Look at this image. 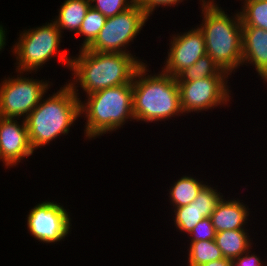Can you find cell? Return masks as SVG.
<instances>
[{
    "label": "cell",
    "instance_id": "cell-1",
    "mask_svg": "<svg viewBox=\"0 0 267 266\" xmlns=\"http://www.w3.org/2000/svg\"><path fill=\"white\" fill-rule=\"evenodd\" d=\"M78 54L71 59L70 71L74 78L68 82L77 97L80 96L78 87L89 95L102 89L131 84L135 73L144 64L133 54L94 52L87 48L80 49Z\"/></svg>",
    "mask_w": 267,
    "mask_h": 266
},
{
    "label": "cell",
    "instance_id": "cell-2",
    "mask_svg": "<svg viewBox=\"0 0 267 266\" xmlns=\"http://www.w3.org/2000/svg\"><path fill=\"white\" fill-rule=\"evenodd\" d=\"M203 15L198 26L204 34L205 49L218 67L229 75L242 66V22L239 11L230 15L215 0H200Z\"/></svg>",
    "mask_w": 267,
    "mask_h": 266
},
{
    "label": "cell",
    "instance_id": "cell-3",
    "mask_svg": "<svg viewBox=\"0 0 267 266\" xmlns=\"http://www.w3.org/2000/svg\"><path fill=\"white\" fill-rule=\"evenodd\" d=\"M147 67L144 63L132 82L135 120L152 123L183 114L177 79L162 70L158 74H149L151 71Z\"/></svg>",
    "mask_w": 267,
    "mask_h": 266
},
{
    "label": "cell",
    "instance_id": "cell-4",
    "mask_svg": "<svg viewBox=\"0 0 267 266\" xmlns=\"http://www.w3.org/2000/svg\"><path fill=\"white\" fill-rule=\"evenodd\" d=\"M80 117V97L66 82L56 93L44 99L26 117L28 138L33 151L67 135ZM63 134V135H62Z\"/></svg>",
    "mask_w": 267,
    "mask_h": 266
},
{
    "label": "cell",
    "instance_id": "cell-5",
    "mask_svg": "<svg viewBox=\"0 0 267 266\" xmlns=\"http://www.w3.org/2000/svg\"><path fill=\"white\" fill-rule=\"evenodd\" d=\"M86 97V100H80V116L86 118L84 134L88 140L116 131L129 120H135L132 83L102 89Z\"/></svg>",
    "mask_w": 267,
    "mask_h": 266
},
{
    "label": "cell",
    "instance_id": "cell-6",
    "mask_svg": "<svg viewBox=\"0 0 267 266\" xmlns=\"http://www.w3.org/2000/svg\"><path fill=\"white\" fill-rule=\"evenodd\" d=\"M61 38L62 32L52 20L40 27L21 31L11 51L17 59L16 72H29L30 74L37 72L41 66H45V63L55 56H58L59 61L70 70L72 56L67 54V50L60 51Z\"/></svg>",
    "mask_w": 267,
    "mask_h": 266
},
{
    "label": "cell",
    "instance_id": "cell-7",
    "mask_svg": "<svg viewBox=\"0 0 267 266\" xmlns=\"http://www.w3.org/2000/svg\"><path fill=\"white\" fill-rule=\"evenodd\" d=\"M17 73L16 78L5 77L0 83V117L25 120L52 83L23 76V72Z\"/></svg>",
    "mask_w": 267,
    "mask_h": 266
},
{
    "label": "cell",
    "instance_id": "cell-8",
    "mask_svg": "<svg viewBox=\"0 0 267 266\" xmlns=\"http://www.w3.org/2000/svg\"><path fill=\"white\" fill-rule=\"evenodd\" d=\"M149 17L135 3L128 10L108 17L94 42L87 48L94 52L126 53ZM128 46V47H127Z\"/></svg>",
    "mask_w": 267,
    "mask_h": 266
},
{
    "label": "cell",
    "instance_id": "cell-9",
    "mask_svg": "<svg viewBox=\"0 0 267 266\" xmlns=\"http://www.w3.org/2000/svg\"><path fill=\"white\" fill-rule=\"evenodd\" d=\"M227 79L229 78L207 77L194 81H177L183 114L193 111L199 113L228 104L232 91L229 89Z\"/></svg>",
    "mask_w": 267,
    "mask_h": 266
},
{
    "label": "cell",
    "instance_id": "cell-10",
    "mask_svg": "<svg viewBox=\"0 0 267 266\" xmlns=\"http://www.w3.org/2000/svg\"><path fill=\"white\" fill-rule=\"evenodd\" d=\"M70 212L60 203L42 201L29 210L27 215V229L39 242L57 243L65 239L71 232Z\"/></svg>",
    "mask_w": 267,
    "mask_h": 266
},
{
    "label": "cell",
    "instance_id": "cell-11",
    "mask_svg": "<svg viewBox=\"0 0 267 266\" xmlns=\"http://www.w3.org/2000/svg\"><path fill=\"white\" fill-rule=\"evenodd\" d=\"M169 52L164 61L162 71L177 77L182 71L195 64L206 54L205 38L199 27L190 29L183 34H174L169 43Z\"/></svg>",
    "mask_w": 267,
    "mask_h": 266
},
{
    "label": "cell",
    "instance_id": "cell-12",
    "mask_svg": "<svg viewBox=\"0 0 267 266\" xmlns=\"http://www.w3.org/2000/svg\"><path fill=\"white\" fill-rule=\"evenodd\" d=\"M17 120L20 119L0 117V156L7 169L34 153L25 120Z\"/></svg>",
    "mask_w": 267,
    "mask_h": 266
},
{
    "label": "cell",
    "instance_id": "cell-13",
    "mask_svg": "<svg viewBox=\"0 0 267 266\" xmlns=\"http://www.w3.org/2000/svg\"><path fill=\"white\" fill-rule=\"evenodd\" d=\"M215 187L204 185L195 200L185 206L174 208V225L182 233L190 234L193 228L204 218L211 217L217 204L224 197Z\"/></svg>",
    "mask_w": 267,
    "mask_h": 266
},
{
    "label": "cell",
    "instance_id": "cell-14",
    "mask_svg": "<svg viewBox=\"0 0 267 266\" xmlns=\"http://www.w3.org/2000/svg\"><path fill=\"white\" fill-rule=\"evenodd\" d=\"M242 66L251 64L267 83V30L242 26Z\"/></svg>",
    "mask_w": 267,
    "mask_h": 266
},
{
    "label": "cell",
    "instance_id": "cell-15",
    "mask_svg": "<svg viewBox=\"0 0 267 266\" xmlns=\"http://www.w3.org/2000/svg\"><path fill=\"white\" fill-rule=\"evenodd\" d=\"M249 214L248 206L239 199L225 200L224 196L211 214V220L216 233L224 230H247L245 225Z\"/></svg>",
    "mask_w": 267,
    "mask_h": 266
},
{
    "label": "cell",
    "instance_id": "cell-16",
    "mask_svg": "<svg viewBox=\"0 0 267 266\" xmlns=\"http://www.w3.org/2000/svg\"><path fill=\"white\" fill-rule=\"evenodd\" d=\"M89 8V0H65L60 5L58 16L52 21L61 32L67 29L71 32L73 31V34L76 35Z\"/></svg>",
    "mask_w": 267,
    "mask_h": 266
},
{
    "label": "cell",
    "instance_id": "cell-17",
    "mask_svg": "<svg viewBox=\"0 0 267 266\" xmlns=\"http://www.w3.org/2000/svg\"><path fill=\"white\" fill-rule=\"evenodd\" d=\"M248 230H224L216 233L215 241L224 258L235 260L252 249V238Z\"/></svg>",
    "mask_w": 267,
    "mask_h": 266
},
{
    "label": "cell",
    "instance_id": "cell-18",
    "mask_svg": "<svg viewBox=\"0 0 267 266\" xmlns=\"http://www.w3.org/2000/svg\"><path fill=\"white\" fill-rule=\"evenodd\" d=\"M205 184L192 176H182L170 187L169 200L172 208L182 207L192 203Z\"/></svg>",
    "mask_w": 267,
    "mask_h": 266
},
{
    "label": "cell",
    "instance_id": "cell-19",
    "mask_svg": "<svg viewBox=\"0 0 267 266\" xmlns=\"http://www.w3.org/2000/svg\"><path fill=\"white\" fill-rule=\"evenodd\" d=\"M230 75L221 70L213 59L205 54L199 60L182 71L177 77V81H194L207 77H229Z\"/></svg>",
    "mask_w": 267,
    "mask_h": 266
},
{
    "label": "cell",
    "instance_id": "cell-20",
    "mask_svg": "<svg viewBox=\"0 0 267 266\" xmlns=\"http://www.w3.org/2000/svg\"><path fill=\"white\" fill-rule=\"evenodd\" d=\"M187 251L188 266H199L224 258L215 240L190 242Z\"/></svg>",
    "mask_w": 267,
    "mask_h": 266
},
{
    "label": "cell",
    "instance_id": "cell-21",
    "mask_svg": "<svg viewBox=\"0 0 267 266\" xmlns=\"http://www.w3.org/2000/svg\"><path fill=\"white\" fill-rule=\"evenodd\" d=\"M242 3L239 11L242 26L267 30V0H243Z\"/></svg>",
    "mask_w": 267,
    "mask_h": 266
},
{
    "label": "cell",
    "instance_id": "cell-22",
    "mask_svg": "<svg viewBox=\"0 0 267 266\" xmlns=\"http://www.w3.org/2000/svg\"><path fill=\"white\" fill-rule=\"evenodd\" d=\"M106 17L99 11L90 6L86 12L85 18L82 22L79 32L75 36H83L84 40L79 47L80 49L88 48L99 35L100 30L103 28Z\"/></svg>",
    "mask_w": 267,
    "mask_h": 266
},
{
    "label": "cell",
    "instance_id": "cell-23",
    "mask_svg": "<svg viewBox=\"0 0 267 266\" xmlns=\"http://www.w3.org/2000/svg\"><path fill=\"white\" fill-rule=\"evenodd\" d=\"M89 2L92 8L108 18L128 10L136 0H89Z\"/></svg>",
    "mask_w": 267,
    "mask_h": 266
},
{
    "label": "cell",
    "instance_id": "cell-24",
    "mask_svg": "<svg viewBox=\"0 0 267 266\" xmlns=\"http://www.w3.org/2000/svg\"><path fill=\"white\" fill-rule=\"evenodd\" d=\"M190 242H198L205 240H215L216 231L213 227L211 217L204 218L200 221L189 234Z\"/></svg>",
    "mask_w": 267,
    "mask_h": 266
},
{
    "label": "cell",
    "instance_id": "cell-25",
    "mask_svg": "<svg viewBox=\"0 0 267 266\" xmlns=\"http://www.w3.org/2000/svg\"><path fill=\"white\" fill-rule=\"evenodd\" d=\"M183 0H136V4L145 12V14L150 17L151 14L153 15V11L157 7H165L166 6H175L179 3H182Z\"/></svg>",
    "mask_w": 267,
    "mask_h": 266
},
{
    "label": "cell",
    "instance_id": "cell-26",
    "mask_svg": "<svg viewBox=\"0 0 267 266\" xmlns=\"http://www.w3.org/2000/svg\"><path fill=\"white\" fill-rule=\"evenodd\" d=\"M262 263L265 262L261 261L260 257L257 256L255 252L251 253L250 249L235 260H231V266H264ZM265 264V266H267V263Z\"/></svg>",
    "mask_w": 267,
    "mask_h": 266
},
{
    "label": "cell",
    "instance_id": "cell-27",
    "mask_svg": "<svg viewBox=\"0 0 267 266\" xmlns=\"http://www.w3.org/2000/svg\"><path fill=\"white\" fill-rule=\"evenodd\" d=\"M199 266H231V260L222 258Z\"/></svg>",
    "mask_w": 267,
    "mask_h": 266
},
{
    "label": "cell",
    "instance_id": "cell-28",
    "mask_svg": "<svg viewBox=\"0 0 267 266\" xmlns=\"http://www.w3.org/2000/svg\"><path fill=\"white\" fill-rule=\"evenodd\" d=\"M6 29L0 24V51L6 46Z\"/></svg>",
    "mask_w": 267,
    "mask_h": 266
}]
</instances>
